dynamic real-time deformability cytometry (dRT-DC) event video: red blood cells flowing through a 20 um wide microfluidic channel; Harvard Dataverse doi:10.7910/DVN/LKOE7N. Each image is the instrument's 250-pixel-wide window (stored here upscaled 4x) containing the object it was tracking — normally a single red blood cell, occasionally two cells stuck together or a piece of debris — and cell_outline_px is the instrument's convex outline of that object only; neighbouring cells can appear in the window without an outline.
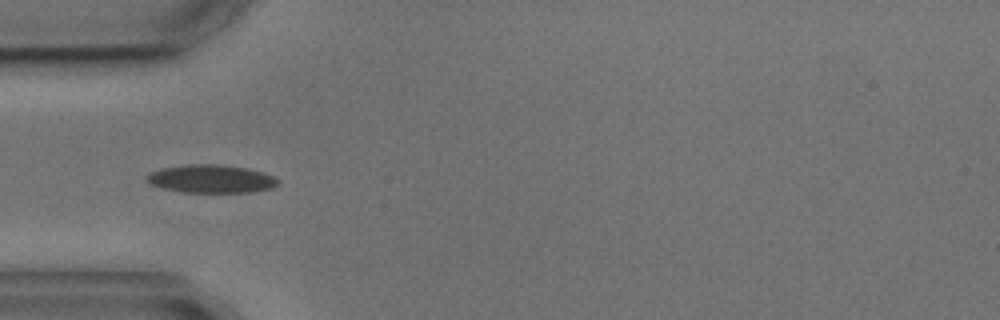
{"species": "common noctule bat (a hibernating species)", "species_latin": "Nyctalus noctula", "temperature_condition": "cold", "stored_images_in_passage": 5, "camera_frame_rate_fps": 3000, "um_per_image_px": 0.085, "animal": {"sex": "male", "body_mass_g": 17.9, "forearm_length_mm": 54.2}, "frame": {"image": 1, "passage_image": 5, "time_ms": 5.0, "image_size_px": [1000, 320], "cell_outline_px": [[280, 184], [272, 188], [248, 192], [184, 192], [164, 188], [152, 184], [148, 180], [148, 176], [152, 172], [164, 168], [192, 164], [216, 164], [248, 168], [264, 172], [276, 176], [280, 180]], "centroid_in_image_um": [18.07, 15.2], "position_along_channel_um": 66.9, "area_um2": 21.27}}